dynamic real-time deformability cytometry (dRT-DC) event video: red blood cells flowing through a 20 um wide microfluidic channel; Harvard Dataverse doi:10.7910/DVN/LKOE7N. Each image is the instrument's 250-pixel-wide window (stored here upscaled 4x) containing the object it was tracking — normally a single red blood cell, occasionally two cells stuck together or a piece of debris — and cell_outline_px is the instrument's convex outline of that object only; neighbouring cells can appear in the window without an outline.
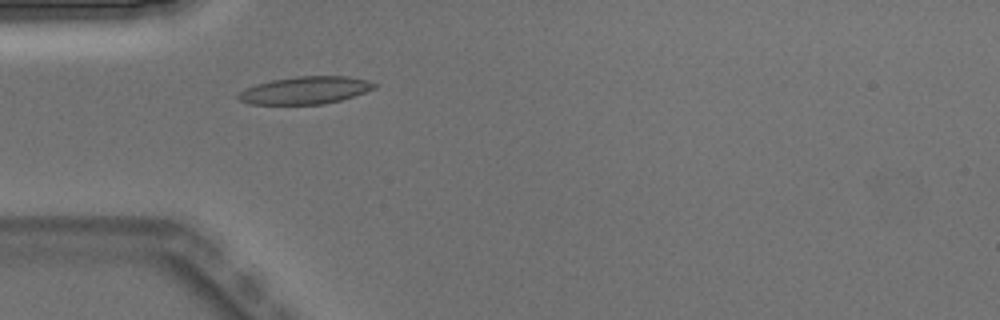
{"species": "Egyptian fruit bat (a non-hibernating species)", "species_latin": "Rousettus aegyptiacus", "temperature_condition": "warm", "stored_images_in_passage": 3, "camera_frame_rate_fps": 3000, "um_per_image_px": 0.085, "animal": {"sex": "male"}, "frame": {"image": 1, "passage_image": 3, "time_ms": 0.667, "image_size_px": [1000, 320], "cell_outline_px": [[376, 88], [340, 100], [324, 104], [248, 104], [236, 100], [236, 96], [244, 88], [256, 84], [272, 80], [300, 76], [348, 76], [368, 80], [376, 84]], "centroid_in_image_um": [25.9, 7.67], "position_along_channel_um": 59.1, "area_um2": 21.79}}